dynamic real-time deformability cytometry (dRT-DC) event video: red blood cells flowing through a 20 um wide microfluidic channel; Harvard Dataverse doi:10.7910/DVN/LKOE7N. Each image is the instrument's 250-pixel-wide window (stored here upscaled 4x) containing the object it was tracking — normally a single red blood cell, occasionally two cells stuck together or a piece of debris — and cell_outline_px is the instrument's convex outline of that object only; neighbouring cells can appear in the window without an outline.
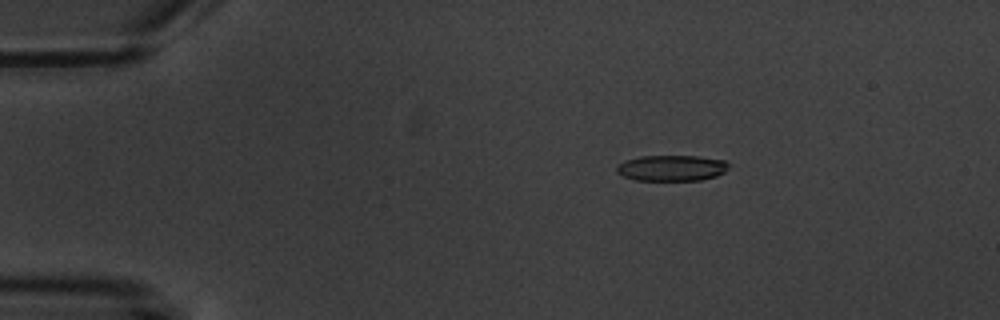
{"species": "common noctule bat (a hibernating species)", "species_latin": "Nyctalus noctula", "temperature_condition": "warm", "stored_images_in_passage": 5, "camera_frame_rate_fps": 3000, "um_per_image_px": 0.085, "animal": {"sex": "male", "body_mass_g": 20.1, "forearm_length_mm": 53.5}, "frame": {"image": 1, "passage_image": 3, "time_ms": 2.333, "image_size_px": [1000, 320], "cell_outline_px": [[728, 168], [724, 172], [716, 176], [700, 180], [636, 180], [624, 176], [616, 172], [616, 164], [640, 156], [700, 156], [724, 160], [728, 164]], "centroid_in_image_um": [57.08, 14.28], "position_along_channel_um": 27.9, "area_um2": 16.82}}